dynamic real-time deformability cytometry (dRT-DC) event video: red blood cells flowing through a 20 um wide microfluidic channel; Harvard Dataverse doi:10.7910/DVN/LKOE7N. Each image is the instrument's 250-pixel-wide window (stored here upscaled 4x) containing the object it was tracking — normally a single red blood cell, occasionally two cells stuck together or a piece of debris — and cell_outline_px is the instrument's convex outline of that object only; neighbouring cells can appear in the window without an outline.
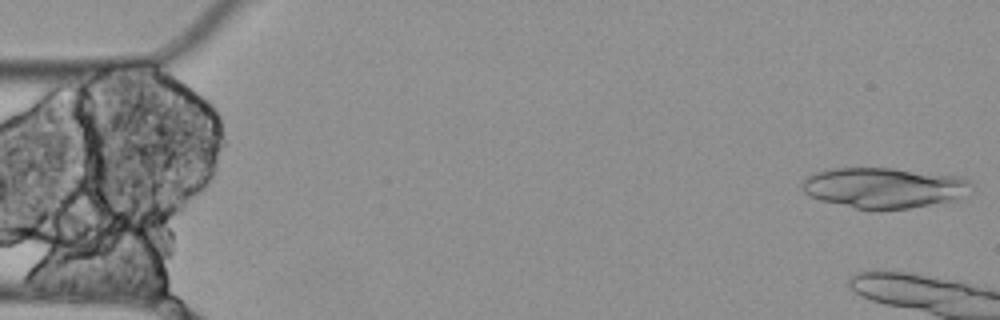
{"species": "Egyptian fruit bat (a non-hibernating species)", "species_latin": "Rousettus aegyptiacus", "temperature_condition": "cold", "stored_images_in_passage": 16, "camera_frame_rate_fps": 3000, "um_per_image_px": 0.085, "animal": {"sex": "female"}, "frame": {"image": 1, "passage_image": 1, "time_ms": 0.0, "image_size_px": [1000, 320], "cell_outline_px": [[972, 184], [956, 200], [908, 208], [880, 212], [856, 208], [820, 200], [808, 196], [804, 192], [800, 184], [808, 176], [816, 172], [832, 168], [892, 168], [960, 176], [968, 180]], "centroid_in_image_um": [75.08, 15.97], "position_along_channel_um": 9.9, "area_um2": 40.11}}
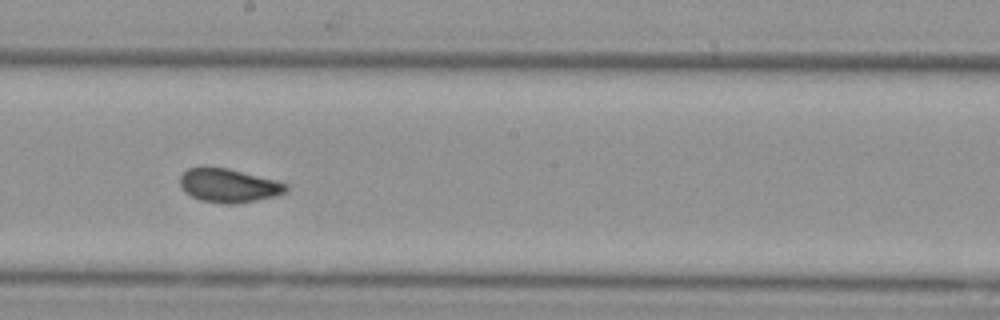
{"frame": {"image": 2, "passage_image": 10, "time_ms": 3.0, "image_size_px": [1000, 320], "cell_outline_px": [[288, 192], [276, 196], [236, 204], [224, 204], [200, 200], [184, 192], [180, 188], [180, 176], [188, 168], [228, 168], [276, 180], [288, 184]], "centroid_in_image_um": [19.46, 15.79], "position_along_channel_um": 228.7, "area_um2": 20.87}}
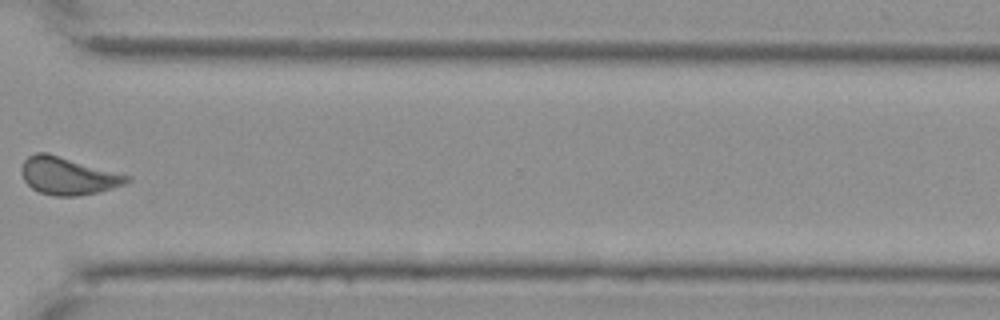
{"frame": {"image": 3, "passage_image": 13, "time_ms": 4.0, "image_size_px": [1000, 320], "cell_outline_px": [[132, 180], [124, 184], [100, 192], [80, 196], [56, 196], [40, 192], [32, 188], [24, 180], [20, 172], [20, 168], [24, 160], [28, 156], [36, 152], [48, 152], [132, 176]], "centroid_in_image_um": [5.79, 14.94], "position_along_channel_um": 364.8, "area_um2": 23.35}}